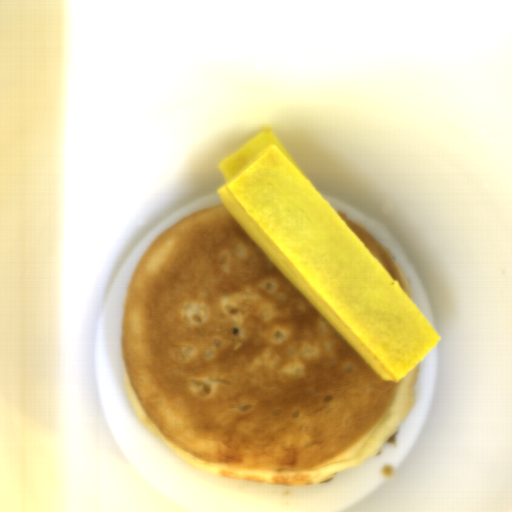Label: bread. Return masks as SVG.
Listing matches in <instances>:
<instances>
[{
    "instance_id": "8d2b1439",
    "label": "bread",
    "mask_w": 512,
    "mask_h": 512,
    "mask_svg": "<svg viewBox=\"0 0 512 512\" xmlns=\"http://www.w3.org/2000/svg\"><path fill=\"white\" fill-rule=\"evenodd\" d=\"M138 420L212 476L305 487L378 454L409 415L418 364L384 380L224 204L155 235L121 315Z\"/></svg>"
},
{
    "instance_id": "cb027b5d",
    "label": "bread",
    "mask_w": 512,
    "mask_h": 512,
    "mask_svg": "<svg viewBox=\"0 0 512 512\" xmlns=\"http://www.w3.org/2000/svg\"><path fill=\"white\" fill-rule=\"evenodd\" d=\"M335 212L391 276V278L394 281H398L400 288L412 302V293L407 275L386 247L349 215L339 211Z\"/></svg>"
}]
</instances>
